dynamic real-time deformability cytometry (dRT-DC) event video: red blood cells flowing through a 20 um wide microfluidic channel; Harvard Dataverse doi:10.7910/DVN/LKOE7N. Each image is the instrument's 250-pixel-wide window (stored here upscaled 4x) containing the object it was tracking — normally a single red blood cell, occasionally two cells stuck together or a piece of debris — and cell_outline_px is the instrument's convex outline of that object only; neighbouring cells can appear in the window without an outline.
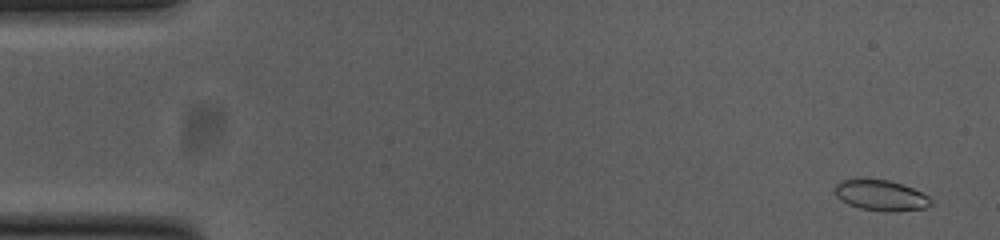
{"species": "common noctule bat (a hibernating species)", "species_latin": "Nyctalus noctula", "temperature_condition": "cold", "stored_images_in_passage": 53, "camera_frame_rate_fps": 3000, "um_per_image_px": 0.085, "animal": {"sex": "female", "body_mass_g": 23.0, "forearm_length_mm": 53.4}, "frame": {"image": 1, "passage_image": 2, "time_ms": 0.333, "image_size_px": [1000, 240], "cell_outline_px": [[928, 204], [924, 208], [864, 208], [852, 204], [844, 200], [836, 192], [836, 188], [844, 180], [884, 180], [900, 184], [912, 188], [920, 192], [928, 200]], "centroid_in_image_um": [74.85, 16.55], "position_along_channel_um": 10.2, "area_um2": 14.85}}
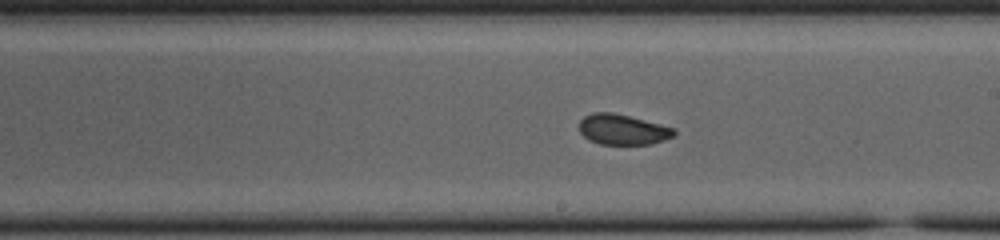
{"frame": {"image": 2, "passage_image": 30, "time_ms": 9.667, "image_size_px": [1000, 240], "cell_outline_px": [[676, 132], [672, 136], [648, 144], [600, 144], [584, 136], [580, 132], [580, 120], [584, 116], [596, 112], [608, 112], [628, 116], [672, 128]], "centroid_in_image_um": [52.86, 11.01], "position_along_channel_um": 236.1, "area_um2": 16.13}}
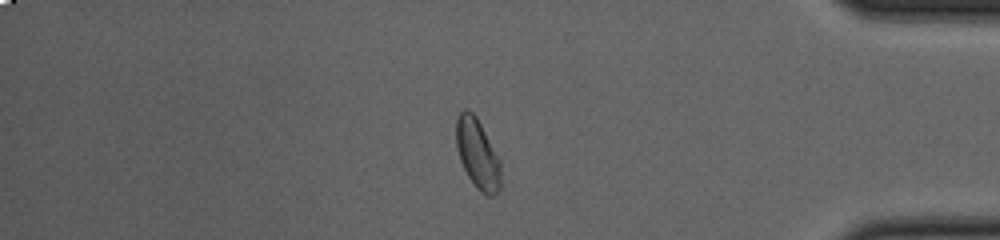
{"frame": {"image": 3, "passage_image": 45, "time_ms": 14.667, "image_size_px": [1000, 240], "cell_outline_px": [[500, 164], [496, 192], [484, 192], [468, 176], [464, 168], [456, 144], [456, 120], [460, 112], [464, 108], [472, 112], [476, 116]], "centroid_in_image_um": [40.51, 12.93], "position_along_channel_um": 394.7, "area_um2": 16.59}, "authors_computed_cell_mechanics": {"area_um2": 16.2996, "velocity_mm_per_s": 3.8066, "shape_relaxation_time_tau1_ms": null, "shape_relaxation_time_tau2_ms": 1.7569, "deformation_change_tau1": null, "deformation_change_tau2": 0.0638}}